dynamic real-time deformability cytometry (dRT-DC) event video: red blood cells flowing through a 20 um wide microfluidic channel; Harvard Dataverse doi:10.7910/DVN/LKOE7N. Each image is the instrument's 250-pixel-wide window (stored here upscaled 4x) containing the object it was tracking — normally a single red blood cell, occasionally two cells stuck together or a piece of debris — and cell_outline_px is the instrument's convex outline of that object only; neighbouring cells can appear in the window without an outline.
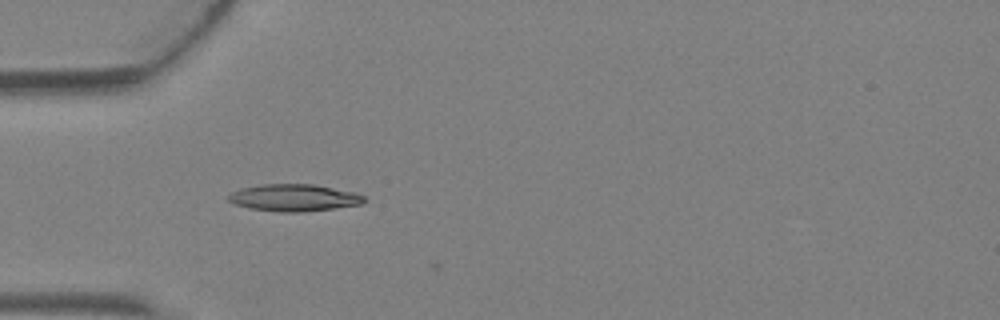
{"species": "Egyptian fruit bat (a non-hibernating species)", "species_latin": "Rousettus aegyptiacus", "temperature_condition": "warm", "stored_images_in_passage": 3, "camera_frame_rate_fps": 3000, "um_per_image_px": 0.085, "animal": {"sex": "female"}, "frame": {"image": 1, "passage_image": 3, "time_ms": 0.667, "image_size_px": [1000, 320], "cell_outline_px": [[368, 200], [364, 204], [336, 208], [300, 212], [280, 212], [252, 208], [236, 204], [228, 200], [228, 196], [232, 192], [240, 188], [260, 184], [316, 184], [356, 192], [364, 196]], "centroid_in_image_um": [25.07, 16.79], "position_along_channel_um": 59.9, "area_um2": 21.56}}